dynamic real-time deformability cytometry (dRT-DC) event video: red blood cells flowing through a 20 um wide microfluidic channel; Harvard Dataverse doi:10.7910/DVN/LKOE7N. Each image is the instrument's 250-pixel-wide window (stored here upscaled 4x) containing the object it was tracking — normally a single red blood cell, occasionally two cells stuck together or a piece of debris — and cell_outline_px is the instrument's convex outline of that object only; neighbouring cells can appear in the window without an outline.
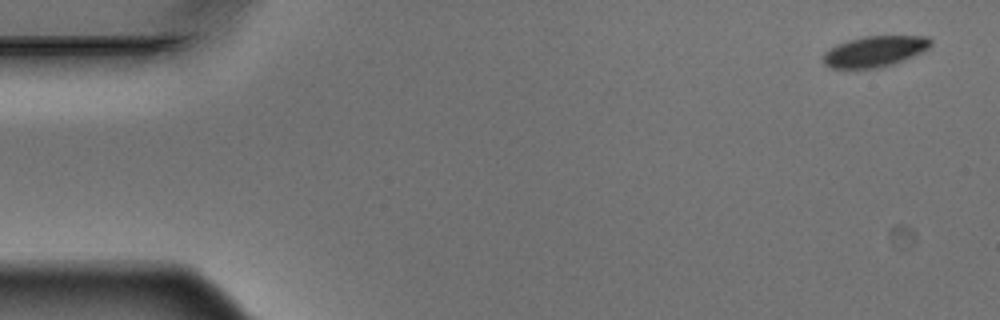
{"species": "Egyptian fruit bat (a non-hibernating species)", "species_latin": "Rousettus aegyptiacus", "temperature_condition": "warm", "stored_images_in_passage": 5, "camera_frame_rate_fps": 3000, "um_per_image_px": 0.085, "animal": {"sex": "male"}, "frame": {"image": 1, "passage_image": 1, "time_ms": 0.0, "image_size_px": [1000, 320], "cell_outline_px": [[932, 44], [928, 48], [904, 60], [880, 68], [832, 68], [824, 64], [824, 52], [836, 44], [848, 40], [864, 36], [928, 36], [932, 40]], "centroid_in_image_um": [74.35, 4.36], "position_along_channel_um": 10.7, "area_um2": 19.25}}
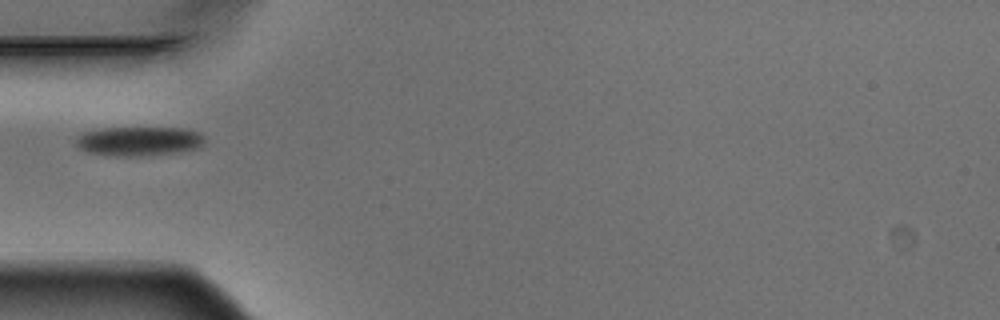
{"frame": {"image": 2, "passage_image": 5, "time_ms": 1.333, "image_size_px": [1000, 320], "cell_outline_px": [[204, 140], [200, 148], [180, 152], [144, 156], [112, 156], [88, 152], [80, 148], [76, 144], [76, 140], [84, 132], [100, 128], [184, 128], [200, 132], [204, 136]], "centroid_in_image_um": [11.86, 12.0], "position_along_channel_um": 73.1, "area_um2": 22.08}}